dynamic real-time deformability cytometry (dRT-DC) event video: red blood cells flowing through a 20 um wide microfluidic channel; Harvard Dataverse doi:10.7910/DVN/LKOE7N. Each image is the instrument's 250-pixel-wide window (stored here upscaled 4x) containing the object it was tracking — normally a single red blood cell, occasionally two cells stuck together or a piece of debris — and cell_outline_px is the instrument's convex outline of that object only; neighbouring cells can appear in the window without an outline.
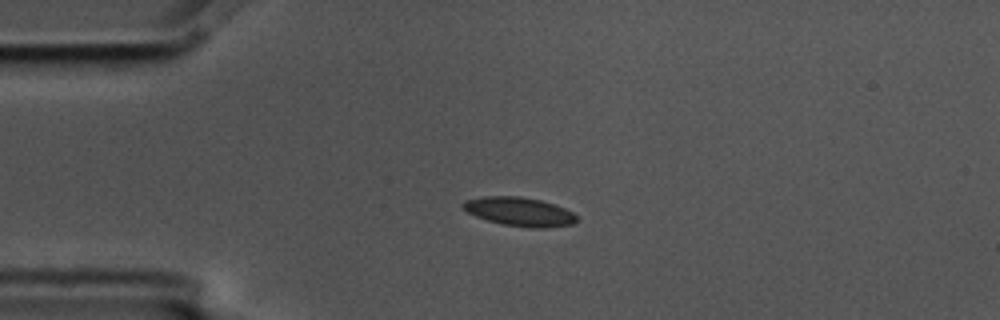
{"species": "common noctule bat (a hibernating species)", "species_latin": "Nyctalus noctula", "temperature_condition": "cold", "stored_images_in_passage": 8, "camera_frame_rate_fps": 3000, "um_per_image_px": 0.085, "animal": {"sex": "male", "body_mass_g": 17.5, "forearm_length_mm": 52.3}, "frame": {"image": 1, "passage_image": 3, "time_ms": 0.667, "image_size_px": [1000, 320], "cell_outline_px": [[576, 220], [572, 224], [544, 228], [528, 228], [504, 224], [488, 220], [476, 216], [468, 212], [460, 204], [464, 200], [484, 196], [520, 196], [540, 200], [564, 208], [572, 212], [576, 216]], "centroid_in_image_um": [44.12, 17.98], "position_along_channel_um": 40.9, "area_um2": 18.9}}